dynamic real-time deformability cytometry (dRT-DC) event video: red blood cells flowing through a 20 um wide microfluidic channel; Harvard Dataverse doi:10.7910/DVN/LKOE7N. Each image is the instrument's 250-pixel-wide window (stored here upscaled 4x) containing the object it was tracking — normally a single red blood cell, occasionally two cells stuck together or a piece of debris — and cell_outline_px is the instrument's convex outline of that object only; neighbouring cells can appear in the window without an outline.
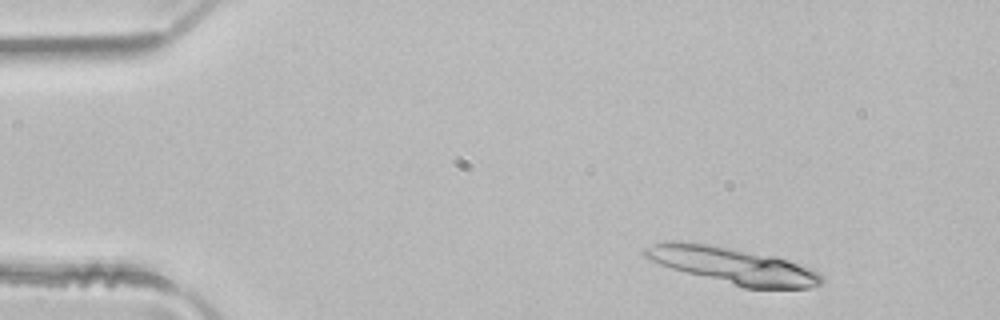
{"species": "common noctule bat (a hibernating species)", "species_latin": "Nyctalus noctula", "temperature_condition": "room temperature", "stored_images_in_passage": 15, "segment_of_instrument_passage": [1, 2], "camera_frame_rate_fps": 3000, "um_per_image_px": 0.085, "animal": {"sex": "male", "body_mass_g": 21.5, "forearm_length_mm": 52.0}, "frame": {"image": 1, "passage_image": 1, "time_ms": 0.0, "image_size_px": [1000, 320], "cell_outline_px": [[824, 284], [808, 288], [744, 288], [672, 268], [660, 264], [644, 256], [644, 248], [652, 244], [664, 240], [676, 240], [708, 244], [776, 256], [788, 260], [820, 272], [824, 276]], "centroid_in_image_um": [62.33, 22.56], "position_along_channel_um": 22.7, "area_um2": 37.4}}